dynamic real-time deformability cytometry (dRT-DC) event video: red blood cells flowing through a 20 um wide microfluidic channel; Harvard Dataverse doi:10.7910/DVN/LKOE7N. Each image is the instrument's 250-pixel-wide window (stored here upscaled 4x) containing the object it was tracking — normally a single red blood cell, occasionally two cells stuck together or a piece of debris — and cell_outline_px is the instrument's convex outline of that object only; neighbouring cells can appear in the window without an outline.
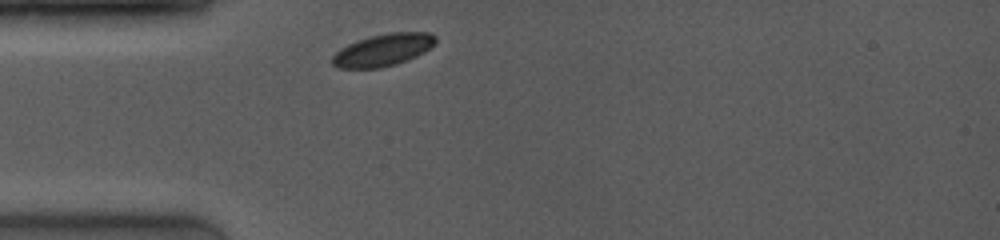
{"species": "common noctule bat (a hibernating species)", "species_latin": "Nyctalus noctula", "temperature_condition": "room temperature", "stored_images_in_passage": 1, "camera_frame_rate_fps": 4000, "um_per_image_px": 0.085, "animal": {"sex": "female", "body_mass_g": 19.0, "forearm_length_mm": 53.3}, "frame": {"image": 1, "passage_image": 1, "time_ms": 0.0, "image_size_px": [1000, 240], "cell_outline_px": [[436, 44], [424, 52], [416, 56], [396, 64], [380, 68], [336, 68], [332, 64], [332, 56], [340, 48], [356, 40], [368, 36], [388, 32], [428, 32], [436, 36]], "centroid_in_image_um": [32.55, 4.24], "position_along_channel_um": 52.4, "area_um2": 19.59}}